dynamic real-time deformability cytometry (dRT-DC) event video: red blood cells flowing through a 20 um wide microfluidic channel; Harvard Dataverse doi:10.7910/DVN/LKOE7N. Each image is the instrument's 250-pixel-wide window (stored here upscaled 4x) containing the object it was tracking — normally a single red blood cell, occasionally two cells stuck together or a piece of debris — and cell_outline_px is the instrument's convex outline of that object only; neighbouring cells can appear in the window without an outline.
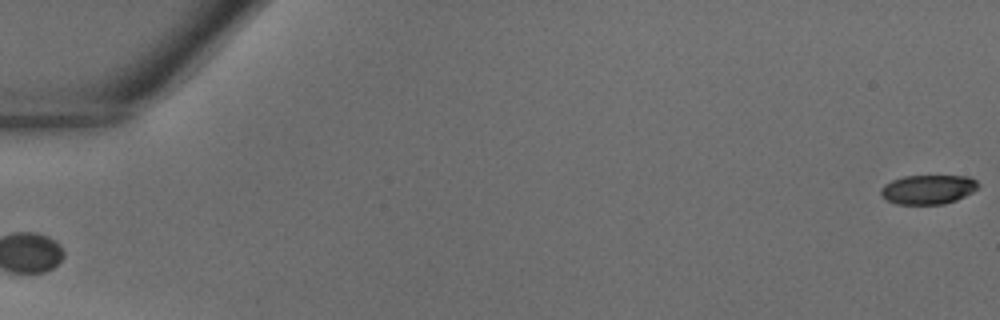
{"species": "common noctule bat (a hibernating species)", "species_latin": "Nyctalus noctula", "temperature_condition": "warm", "stored_images_in_passage": 42, "camera_frame_rate_fps": 3000, "um_per_image_px": 0.085, "animal": {"sex": "male", "body_mass_g": 18.8}, "frame": {"image": 1, "passage_image": 1, "time_ms": 0.0, "image_size_px": [1000, 320], "cell_outline_px": [[980, 184], [972, 192], [956, 200], [944, 204], [896, 204], [888, 200], [880, 192], [884, 184], [892, 180], [904, 176], [968, 176], [976, 180]], "centroid_in_image_um": [78.9, 16.1], "position_along_channel_um": 6.1, "area_um2": 16.47}}
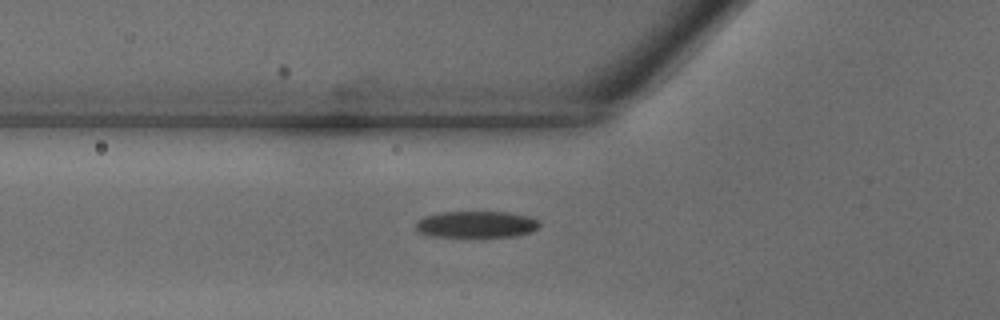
{"frame": {"image": 2, "passage_image": 16, "time_ms": 5.0, "image_size_px": [1000, 320], "cell_outline_px": [[540, 228], [532, 232], [516, 236], [484, 240], [432, 236], [420, 232], [416, 228], [416, 220], [424, 216], [440, 212], [508, 212], [528, 216], [540, 220]], "centroid_in_image_um": [40.53, 19.13], "position_along_channel_um": 85.3, "area_um2": 20.4}}
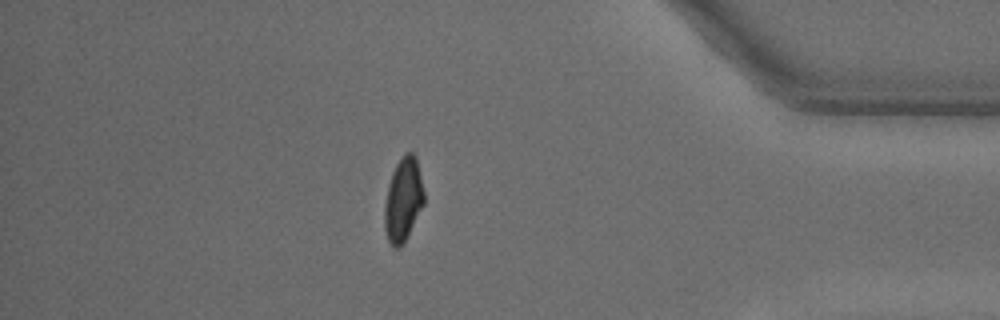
{"frame": {"image": 3, "passage_image": 37, "time_ms": 12.0, "image_size_px": [1000, 320], "cell_outline_px": [[424, 204], [408, 236], [400, 248], [392, 248], [388, 240], [384, 228], [384, 204], [388, 184], [392, 172], [396, 164], [404, 152], [412, 152], [416, 156], [424, 192]], "centroid_in_image_um": [34.26, 16.99], "position_along_channel_um": 400.9, "area_um2": 19.54}}